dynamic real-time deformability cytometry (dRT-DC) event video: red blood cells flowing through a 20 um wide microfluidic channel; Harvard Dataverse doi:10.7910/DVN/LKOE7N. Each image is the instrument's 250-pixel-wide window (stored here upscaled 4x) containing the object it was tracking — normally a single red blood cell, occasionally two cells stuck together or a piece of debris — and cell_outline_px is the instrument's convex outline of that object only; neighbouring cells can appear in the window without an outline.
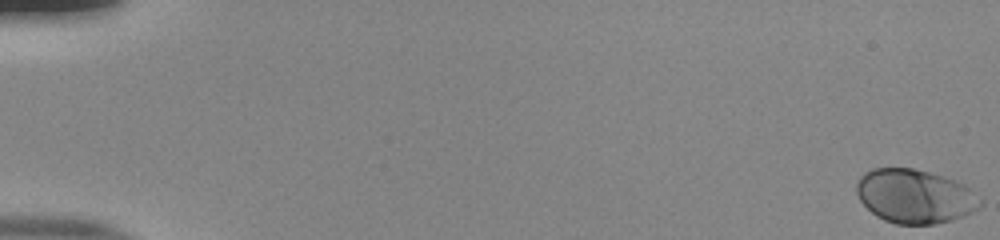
{"species": "human", "species_latin": "Homo sapiens", "temperature_condition": "room temperature", "stored_images_in_passage": 55, "camera_frame_rate_fps": 3000, "um_per_image_px": 0.085, "donor": {"sex": "male"}, "frame": {"image": 1, "passage_image": 1, "time_ms": 0.0, "image_size_px": [1000, 240], "cell_outline_px": [[984, 204], [980, 208], [964, 216], [952, 220], [936, 224], [896, 224], [884, 220], [876, 216], [860, 200], [856, 192], [856, 184], [860, 176], [864, 172], [872, 168], [912, 168], [944, 176], [964, 184], [984, 200]], "centroid_in_image_um": [77.79, 16.68], "position_along_channel_um": 7.2, "area_um2": 39.19}}
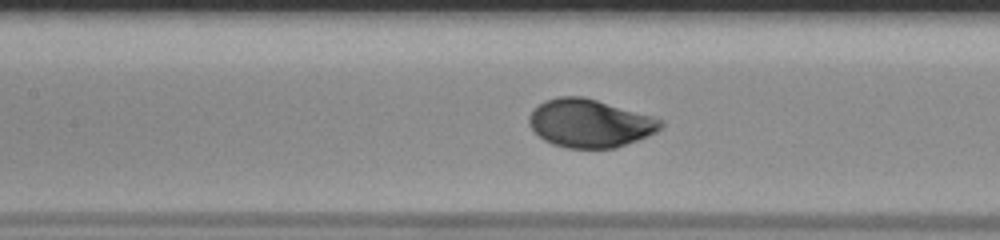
{"frame": {"image": 2, "passage_image": 27, "time_ms": 8.667, "image_size_px": [1000, 240], "cell_outline_px": [[664, 124], [656, 132], [648, 136], [616, 148], [568, 148], [552, 144], [544, 140], [528, 124], [528, 116], [544, 100], [556, 96], [584, 96], [652, 116], [664, 120]], "centroid_in_image_um": [50.14, 10.47], "position_along_channel_um": 157.3, "area_um2": 36.93}}
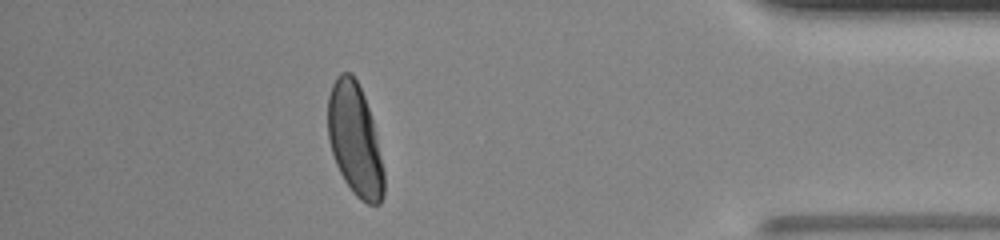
{"frame": {"image": 3, "passage_image": 49, "time_ms": 16.0, "image_size_px": [1000, 240], "cell_outline_px": [[384, 196], [380, 204], [368, 204], [360, 200], [352, 192], [344, 180], [336, 164], [328, 140], [328, 96], [332, 84], [336, 76], [340, 72], [352, 72], [364, 96], [372, 120], [376, 136], [384, 172]], "centroid_in_image_um": [30.15, 11.89], "position_along_channel_um": 405.0, "area_um2": 36.53}, "authors_computed_cell_mechanics": {"area_um2": 36.8764, "velocity_mm_per_s": 3.8676, "shape_relaxation_time_tau1_ms": 2.2384, "shape_relaxation_time_tau2_ms": null, "deformation_change_tau1": 0.152, "deformation_change_tau2": null}}